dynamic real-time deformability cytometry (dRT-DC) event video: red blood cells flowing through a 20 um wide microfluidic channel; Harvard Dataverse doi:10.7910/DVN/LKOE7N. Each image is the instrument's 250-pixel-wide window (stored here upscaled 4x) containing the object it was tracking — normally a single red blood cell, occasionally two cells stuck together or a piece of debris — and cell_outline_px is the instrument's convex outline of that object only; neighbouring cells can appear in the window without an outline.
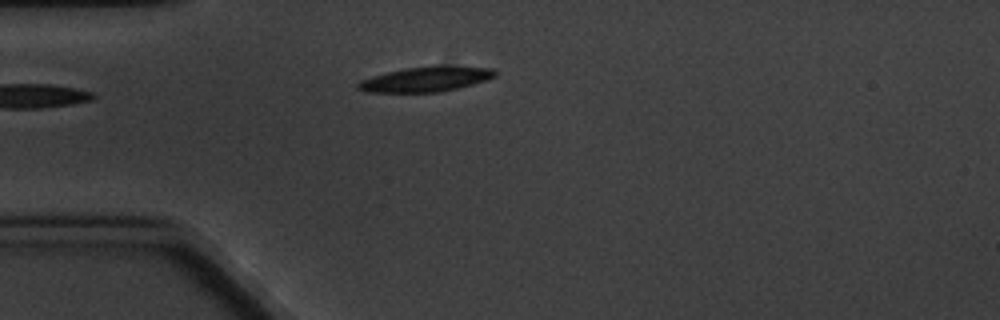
{"species": "common noctule bat (a hibernating species)", "species_latin": "Nyctalus noctula", "temperature_condition": "cold", "stored_images_in_passage": 2, "camera_frame_rate_fps": 3000, "um_per_image_px": 0.085, "animal": {"sex": "male", "body_mass_g": 20.1, "forearm_length_mm": 53.5}, "frame": {"image": 1, "passage_image": 2, "time_ms": 1.0, "image_size_px": [1000, 320], "cell_outline_px": [[500, 72], [496, 76], [488, 80], [460, 88], [440, 92], [368, 92], [356, 88], [356, 84], [360, 80], [372, 76], [404, 68], [432, 64], [436, 64], [492, 68]], "centroid_in_image_um": [36.27, 6.71], "position_along_channel_um": 48.7, "area_um2": 20.58}}